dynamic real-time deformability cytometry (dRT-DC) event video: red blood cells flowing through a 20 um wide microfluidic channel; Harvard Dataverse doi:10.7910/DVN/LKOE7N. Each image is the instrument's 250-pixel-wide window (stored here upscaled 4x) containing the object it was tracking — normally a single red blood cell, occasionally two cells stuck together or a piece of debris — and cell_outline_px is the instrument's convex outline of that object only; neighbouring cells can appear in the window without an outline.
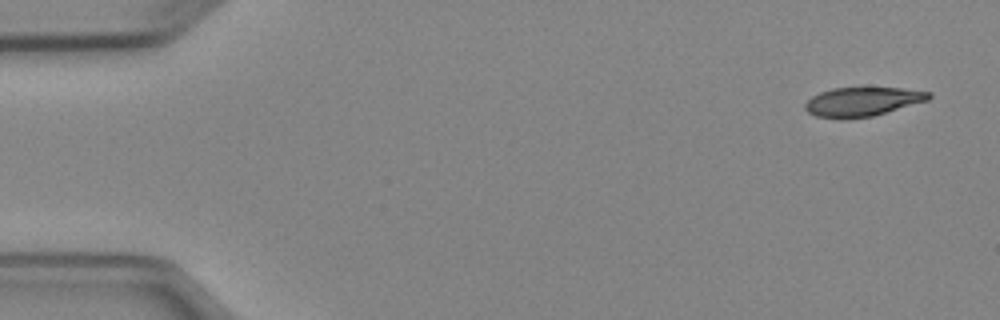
{"species": "Egyptian fruit bat (a non-hibernating species)", "species_latin": "Rousettus aegyptiacus", "temperature_condition": "cold", "stored_images_in_passage": 6, "camera_frame_rate_fps": 3000, "um_per_image_px": 0.085, "animal": {"sex": "female"}, "frame": {"image": 1, "passage_image": 1, "time_ms": 0.0, "image_size_px": [1000, 320], "cell_outline_px": [[932, 96], [928, 100], [872, 116], [840, 120], [816, 116], [808, 112], [804, 108], [804, 104], [812, 96], [820, 92], [832, 88], [900, 88], [932, 92]], "centroid_in_image_um": [73.27, 8.65], "position_along_channel_um": 11.7, "area_um2": 20.98}}
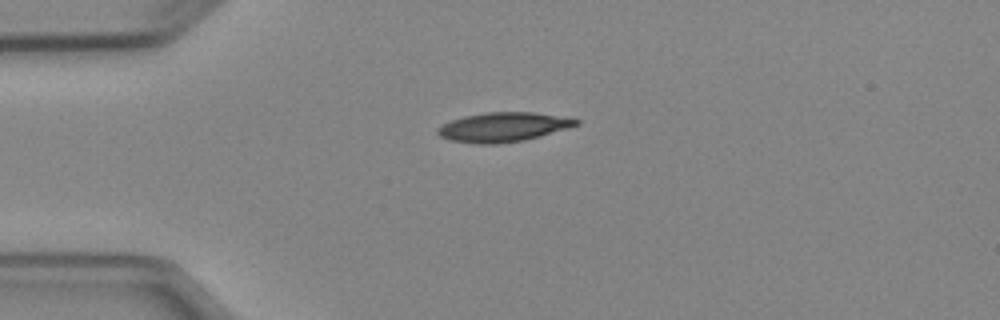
{"frame": {"image": 2, "passage_image": 4, "time_ms": 3.333, "image_size_px": [1000, 320], "cell_outline_px": [[580, 124], [568, 128], [540, 136], [524, 140], [496, 144], [476, 144], [448, 140], [440, 136], [436, 132], [436, 128], [452, 120], [464, 116], [488, 112], [532, 112], [580, 120]], "centroid_in_image_um": [42.73, 10.81], "position_along_channel_um": 42.3, "area_um2": 23.52}}